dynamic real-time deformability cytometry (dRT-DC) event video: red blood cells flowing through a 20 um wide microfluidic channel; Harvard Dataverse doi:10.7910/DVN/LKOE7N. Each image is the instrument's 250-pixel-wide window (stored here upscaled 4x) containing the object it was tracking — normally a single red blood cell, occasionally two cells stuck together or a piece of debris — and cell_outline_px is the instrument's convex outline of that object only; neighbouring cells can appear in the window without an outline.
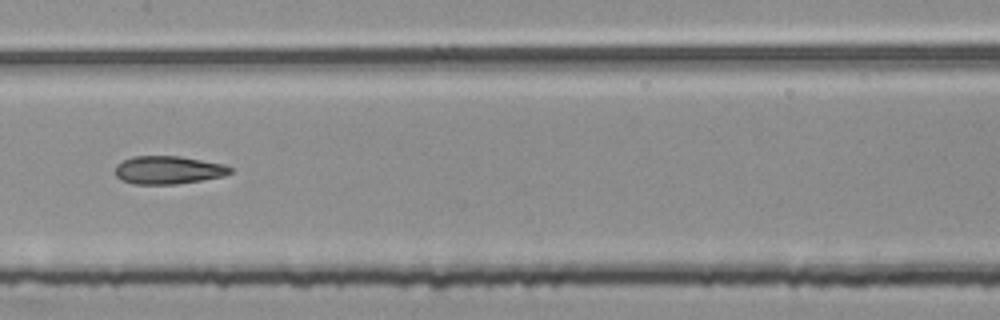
{"species": "common noctule bat (a hibernating species)", "species_latin": "Nyctalus noctula", "temperature_condition": "room temperature", "stored_images_in_passage": 54, "segment_of_instrument_passage": [2, 2], "camera_frame_rate_fps": 3000, "um_per_image_px": 0.085, "animal": {"sex": "female", "body_mass_g": 25.1}, "frame": {"image": 1, "passage_image": 27, "time_ms": 8.667, "image_size_px": [1000, 320], "cell_outline_px": [[232, 172], [224, 176], [176, 184], [132, 184], [116, 176], [116, 164], [120, 160], [132, 156], [180, 156], [224, 164], [232, 168]], "centroid_in_image_um": [14.28, 14.44], "position_along_channel_um": 193.1, "area_um2": 18.84}}
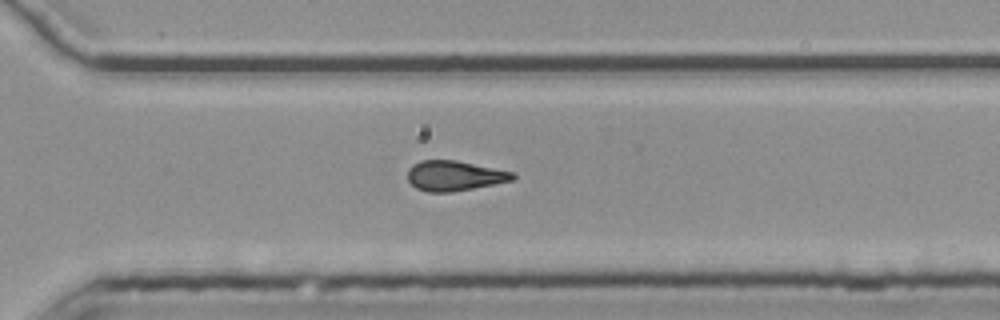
{"frame": {"image": 2, "passage_image": 38, "time_ms": 12.333, "image_size_px": [1000, 320], "cell_outline_px": [[516, 176], [512, 180], [496, 184], [452, 192], [428, 192], [416, 188], [408, 180], [408, 168], [412, 164], [420, 160], [456, 160], [516, 172]], "centroid_in_image_um": [38.64, 14.93], "position_along_channel_um": 332.0, "area_um2": 18.61}}
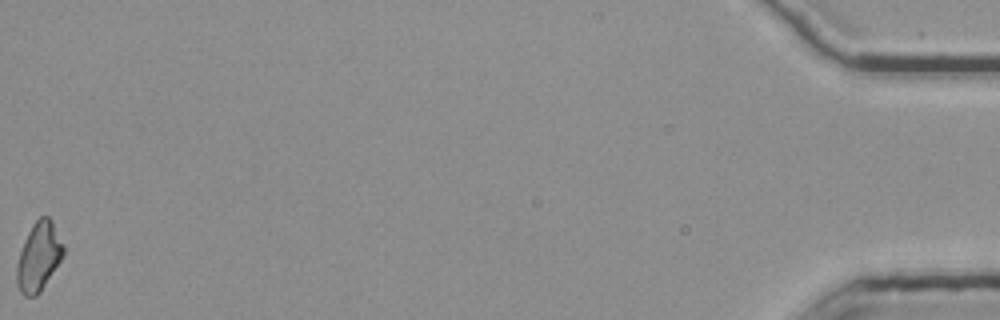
{"frame": {"image": 3, "passage_image": 54, "time_ms": 17.667, "image_size_px": [1000, 320], "cell_outline_px": [[64, 252], [60, 260], [40, 292], [36, 296], [24, 296], [20, 292], [16, 280], [16, 264], [24, 240], [32, 224], [40, 216], [48, 216], [52, 220], [64, 244]], "centroid_in_image_um": [3.28, 21.8], "position_along_channel_um": 431.9, "area_um2": 18.61}}